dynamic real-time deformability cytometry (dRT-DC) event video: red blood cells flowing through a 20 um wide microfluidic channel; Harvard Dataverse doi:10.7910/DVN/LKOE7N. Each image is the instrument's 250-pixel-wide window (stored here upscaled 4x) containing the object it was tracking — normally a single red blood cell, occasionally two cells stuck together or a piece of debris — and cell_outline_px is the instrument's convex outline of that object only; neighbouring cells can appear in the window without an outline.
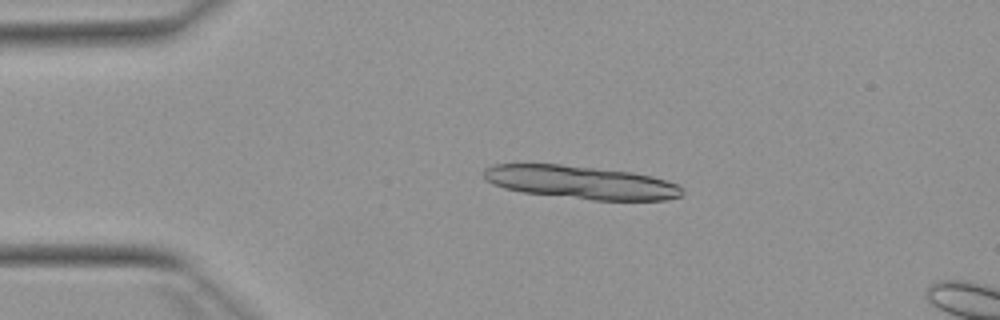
{"species": "Egyptian fruit bat (a non-hibernating species)", "species_latin": "Rousettus aegyptiacus", "temperature_condition": "warm", "stored_images_in_passage": 14, "camera_frame_rate_fps": 3000, "um_per_image_px": 0.085, "animal": {"sex": "female"}, "frame": {"image": 1, "passage_image": 10, "time_ms": 3.0, "image_size_px": [1000, 320], "cell_outline_px": [[684, 192], [680, 196], [668, 200], [592, 200], [524, 192], [504, 188], [492, 184], [484, 180], [484, 168], [492, 164], [560, 164], [632, 172], [652, 176], [676, 184], [684, 188]], "centroid_in_image_um": [49.37, 15.5], "position_along_channel_um": 35.6, "area_um2": 38.32}}